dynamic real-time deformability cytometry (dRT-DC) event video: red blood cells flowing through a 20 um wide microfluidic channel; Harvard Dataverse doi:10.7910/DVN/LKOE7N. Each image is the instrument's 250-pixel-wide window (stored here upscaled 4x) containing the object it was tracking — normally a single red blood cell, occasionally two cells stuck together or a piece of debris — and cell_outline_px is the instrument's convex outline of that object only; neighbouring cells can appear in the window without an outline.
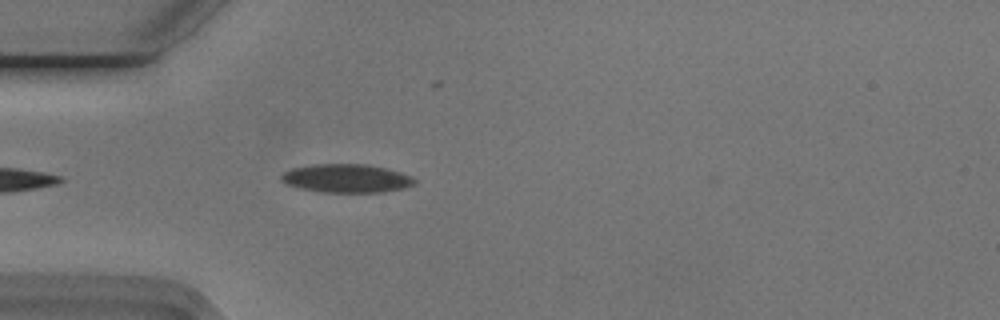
{"species": "Egyptian fruit bat (a non-hibernating species)", "species_latin": "Rousettus aegyptiacus", "temperature_condition": "cold", "stored_images_in_passage": 7, "camera_frame_rate_fps": 3000, "um_per_image_px": 0.085, "animal": {"sex": "male"}, "frame": {"image": 1, "passage_image": 3, "time_ms": 0.667, "image_size_px": [1000, 320], "cell_outline_px": [[416, 184], [404, 188], [380, 192], [320, 192], [300, 188], [284, 184], [280, 180], [280, 176], [284, 172], [292, 168], [316, 164], [368, 164], [388, 168], [412, 176], [416, 180]], "centroid_in_image_um": [29.45, 15.16], "position_along_channel_um": 55.5, "area_um2": 22.31}}
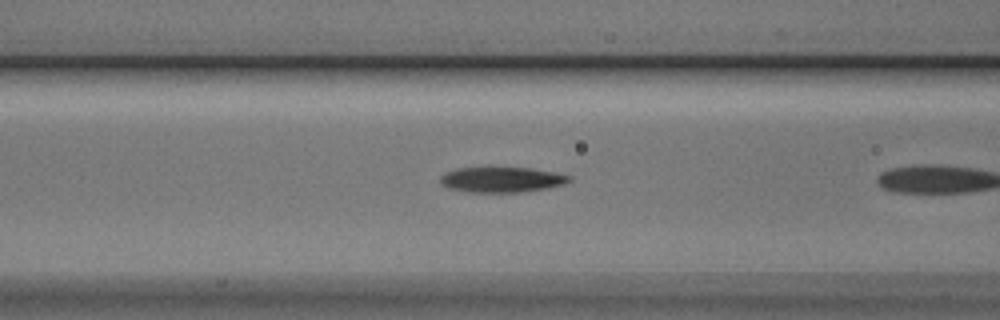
{"frame": {"image": 2, "passage_image": 6, "time_ms": 1.667, "image_size_px": [1000, 320], "cell_outline_px": [[572, 180], [564, 184], [548, 188], [520, 192], [468, 192], [448, 188], [440, 184], [440, 176], [444, 172], [456, 168], [488, 164], [528, 168], [556, 172], [572, 176]], "centroid_in_image_um": [42.59, 15.21], "position_along_channel_um": 124.0, "area_um2": 20.17}}